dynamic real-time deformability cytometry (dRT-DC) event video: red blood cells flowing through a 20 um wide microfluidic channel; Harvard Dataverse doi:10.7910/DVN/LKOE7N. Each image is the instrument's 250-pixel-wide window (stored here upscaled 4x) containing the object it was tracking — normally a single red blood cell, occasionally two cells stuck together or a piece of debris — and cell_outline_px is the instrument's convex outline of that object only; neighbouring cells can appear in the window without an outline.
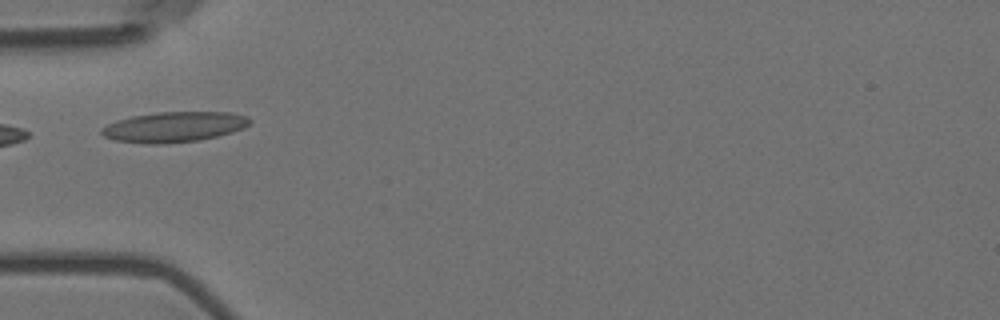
{"species": "Egyptian fruit bat (a non-hibernating species)", "species_latin": "Rousettus aegyptiacus", "temperature_condition": "room temperature", "stored_images_in_passage": 8, "camera_frame_rate_fps": 3000, "um_per_image_px": 0.085, "animal": {"sex": "female"}, "frame": {"image": 1, "passage_image": 4, "time_ms": 1.0, "image_size_px": [1000, 320], "cell_outline_px": [[252, 120], [244, 128], [232, 132], [200, 140], [164, 144], [148, 144], [116, 140], [104, 136], [100, 132], [100, 128], [116, 120], [132, 116], [156, 112], [228, 112], [248, 116]], "centroid_in_image_um": [14.79, 10.78], "position_along_channel_um": 70.2, "area_um2": 26.24}}
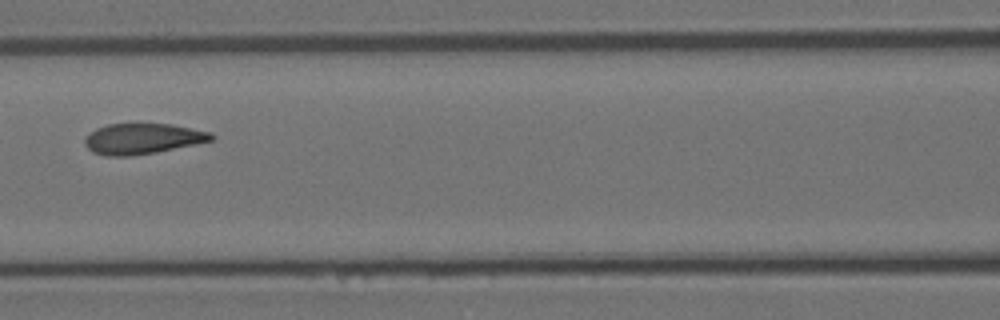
{"frame": {"image": 2, "passage_image": 6, "time_ms": 1.667, "image_size_px": [1000, 320], "cell_outline_px": [[216, 136], [212, 140], [196, 144], [156, 152], [132, 156], [108, 156], [92, 152], [84, 144], [84, 140], [96, 128], [108, 124], [172, 124], [212, 132]], "centroid_in_image_um": [12.15, 11.79], "position_along_channel_um": 154.5, "area_um2": 22.54}}
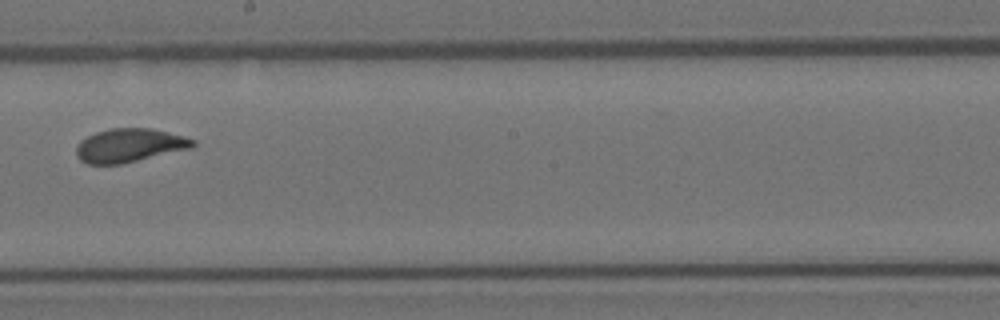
{"frame": {"image": 3, "passage_image": 8, "time_ms": 2.333, "image_size_px": [1000, 320], "cell_outline_px": [[196, 144], [192, 148], [120, 164], [88, 164], [80, 160], [76, 156], [76, 144], [80, 140], [96, 132], [108, 128], [152, 128], [184, 136], [196, 140]], "centroid_in_image_um": [10.99, 12.35], "position_along_channel_um": 237.2, "area_um2": 22.95}}